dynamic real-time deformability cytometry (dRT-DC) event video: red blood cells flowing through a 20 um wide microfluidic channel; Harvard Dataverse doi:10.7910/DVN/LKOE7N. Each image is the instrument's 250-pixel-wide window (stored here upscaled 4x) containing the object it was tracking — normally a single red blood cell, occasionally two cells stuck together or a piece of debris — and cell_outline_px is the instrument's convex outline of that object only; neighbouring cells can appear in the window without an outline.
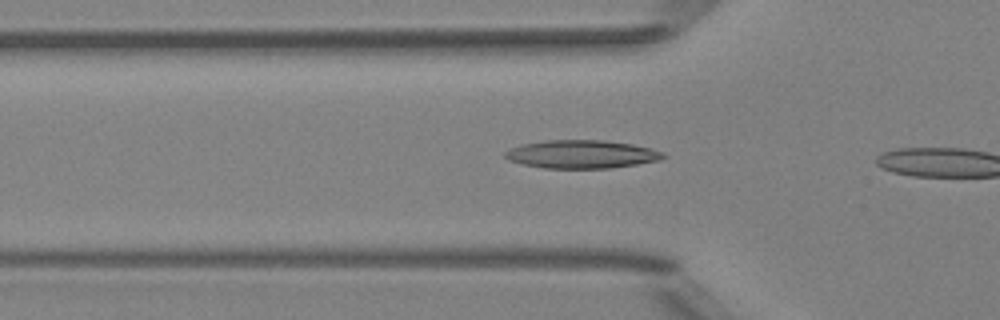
{"species": "Egyptian fruit bat (a non-hibernating species)", "species_latin": "Rousettus aegyptiacus", "temperature_condition": "room temperature", "stored_images_in_passage": 6, "camera_frame_rate_fps": 3000, "um_per_image_px": 0.085, "animal": {"sex": "female"}, "frame": {"image": 1, "passage_image": 5, "time_ms": 1.333, "image_size_px": [1000, 320], "cell_outline_px": [[668, 156], [660, 160], [612, 168], [544, 168], [524, 164], [508, 160], [504, 156], [504, 152], [520, 144], [544, 140], [604, 140], [632, 144], [652, 148], [664, 152]], "centroid_in_image_um": [49.46, 13.1], "position_along_channel_um": 76.3, "area_um2": 26.13}}